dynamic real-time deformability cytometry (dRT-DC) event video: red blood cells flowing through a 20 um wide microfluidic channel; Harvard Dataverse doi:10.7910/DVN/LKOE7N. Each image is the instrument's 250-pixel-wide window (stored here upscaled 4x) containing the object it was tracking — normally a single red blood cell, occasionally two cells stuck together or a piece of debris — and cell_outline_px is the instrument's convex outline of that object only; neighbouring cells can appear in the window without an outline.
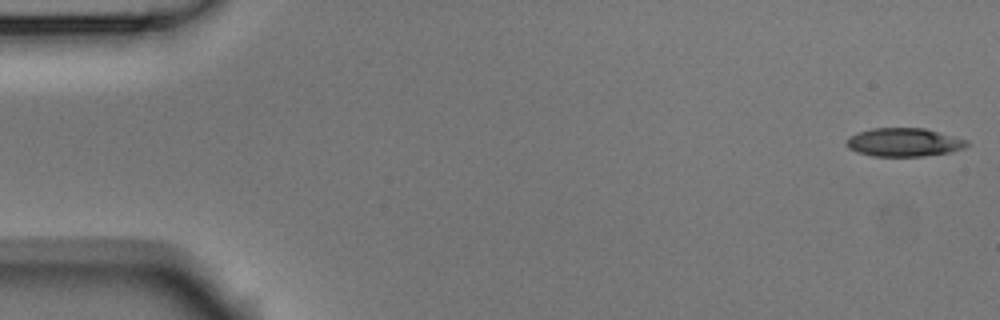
{"species": "Egyptian fruit bat (a non-hibernating species)", "species_latin": "Rousettus aegyptiacus", "temperature_condition": "room temperature", "stored_images_in_passage": 48, "camera_frame_rate_fps": 3000, "um_per_image_px": 0.085, "animal": {"sex": "male"}, "frame": {"image": 1, "passage_image": 1, "time_ms": 0.0, "image_size_px": [1000, 320], "cell_outline_px": [[968, 144], [964, 148], [948, 152], [924, 156], [872, 156], [856, 152], [848, 148], [844, 144], [844, 140], [848, 136], [856, 132], [872, 128], [924, 128], [968, 140]], "centroid_in_image_um": [76.75, 12.09], "position_along_channel_um": 8.3, "area_um2": 20.11}}
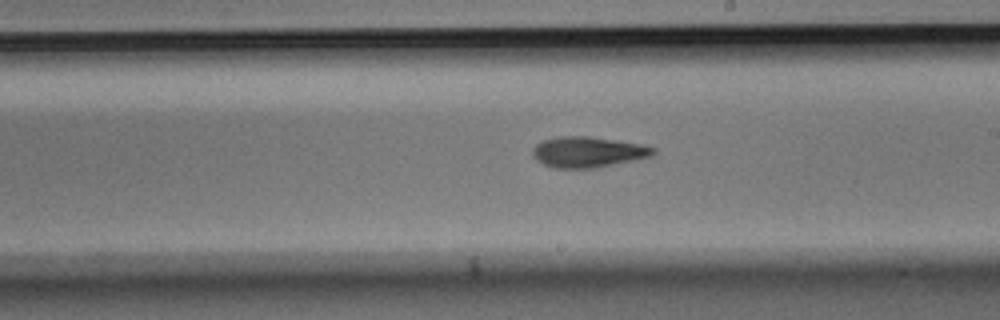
{"frame": {"image": 2, "passage_image": 30, "time_ms": 9.667, "image_size_px": [1000, 320], "cell_outline_px": [[656, 152], [652, 156], [596, 168], [552, 168], [536, 160], [532, 156], [532, 148], [536, 144], [544, 140], [560, 136], [588, 136], [640, 144], [656, 148]], "centroid_in_image_um": [49.95, 12.93], "position_along_channel_um": 239.1, "area_um2": 21.56}}
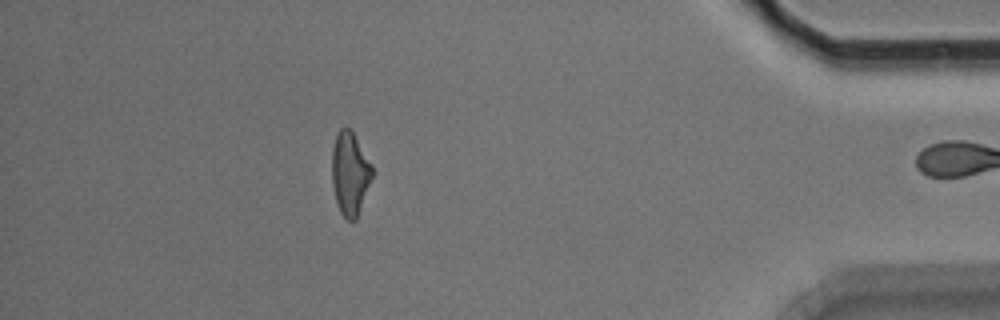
{"frame": {"image": 3, "passage_image": 47, "time_ms": 15.333, "image_size_px": [1000, 320], "cell_outline_px": [[372, 176], [356, 220], [348, 220], [340, 212], [336, 200], [332, 184], [332, 148], [336, 136], [340, 128], [352, 128], [372, 164]], "centroid_in_image_um": [29.74, 14.69], "position_along_channel_um": 405.5, "area_um2": 19.48}, "authors_computed_cell_mechanics": {"area_um2": 20.6924, "velocity_mm_per_s": 3.7725, "shape_relaxation_time_tau1_ms": 5.276, "shape_relaxation_time_tau2_ms": 6.8991, "deformation_change_tau1": 0.1706, "deformation_change_tau2": 0.1924}}